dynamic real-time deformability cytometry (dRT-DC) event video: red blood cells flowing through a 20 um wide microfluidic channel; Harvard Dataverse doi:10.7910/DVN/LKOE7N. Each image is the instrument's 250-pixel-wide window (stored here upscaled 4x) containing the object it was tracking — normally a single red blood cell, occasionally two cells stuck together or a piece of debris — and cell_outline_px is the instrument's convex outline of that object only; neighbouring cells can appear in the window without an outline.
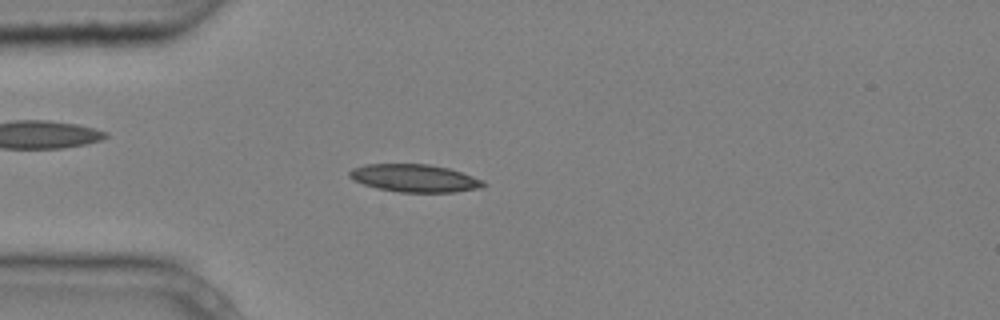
{"species": "common noctule bat (a hibernating species)", "species_latin": "Nyctalus noctula", "temperature_condition": "cold", "stored_images_in_passage": 6, "camera_frame_rate_fps": 3000, "um_per_image_px": 0.085, "animal": {"sex": "male", "body_mass_g": 20.4}, "frame": {"image": 1, "passage_image": 5, "time_ms": 1.333, "image_size_px": [1000, 320], "cell_outline_px": [[488, 184], [484, 188], [452, 192], [400, 192], [376, 188], [352, 180], [348, 176], [348, 172], [352, 168], [364, 164], [428, 164], [448, 168], [484, 180]], "centroid_in_image_um": [35.24, 15.14], "position_along_channel_um": 49.8, "area_um2": 21.79}}